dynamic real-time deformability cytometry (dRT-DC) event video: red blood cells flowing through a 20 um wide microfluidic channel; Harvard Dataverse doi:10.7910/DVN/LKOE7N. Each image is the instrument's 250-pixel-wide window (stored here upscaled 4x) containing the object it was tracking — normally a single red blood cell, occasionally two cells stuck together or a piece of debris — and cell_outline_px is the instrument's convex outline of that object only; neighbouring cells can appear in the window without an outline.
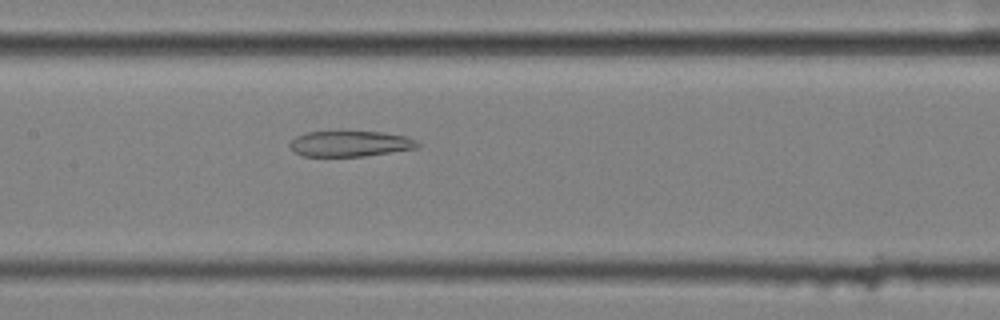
{"species": "common noctule bat (a hibernating species)", "species_latin": "Nyctalus noctula", "temperature_condition": "cold", "stored_images_in_passage": 50, "camera_frame_rate_fps": 3000, "um_per_image_px": 0.085, "animal": {"sex": "female", "body_mass_g": 25.1}, "frame": {"image": 1, "passage_image": 28, "time_ms": 9.0, "image_size_px": [1000, 320], "cell_outline_px": [[420, 148], [364, 156], [304, 156], [292, 152], [288, 144], [296, 136], [308, 132], [384, 132], [404, 136], [416, 140], [420, 144]], "centroid_in_image_um": [29.76, 12.22], "position_along_channel_um": 177.6, "area_um2": 19.13}}
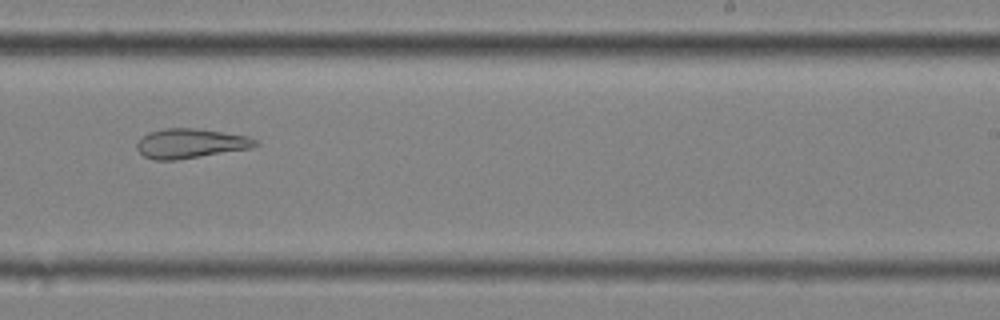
{"frame": {"image": 2, "passage_image": 36, "time_ms": 11.667, "image_size_px": [1000, 320], "cell_outline_px": [[260, 144], [252, 148], [176, 160], [156, 160], [144, 156], [136, 148], [136, 144], [148, 132], [168, 128], [196, 128], [248, 136], [256, 140]], "centroid_in_image_um": [16.21, 12.19], "position_along_channel_um": 272.8, "area_um2": 20.29}}
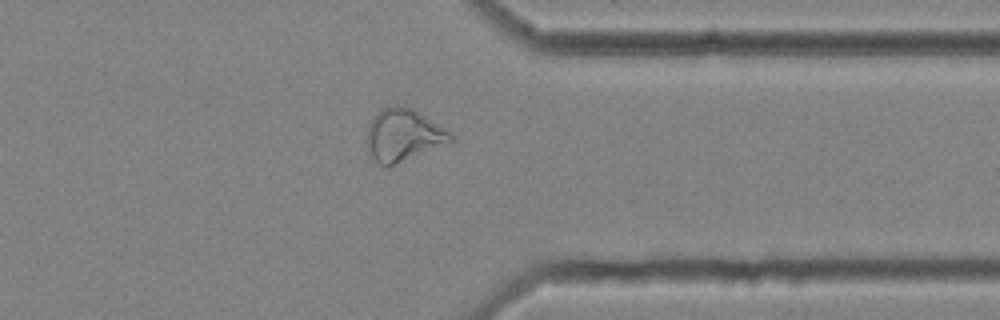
{"frame": {"image": 3, "passage_image": 45, "time_ms": 14.667, "image_size_px": [1000, 320], "cell_outline_px": [[452, 140], [392, 164], [380, 164], [368, 152], [368, 124], [372, 116], [376, 112], [384, 108], [396, 104], [412, 108], [448, 132], [452, 136]], "centroid_in_image_um": [34.19, 11.42], "position_along_channel_um": 377.2, "area_um2": 24.16}, "authors_computed_cell_mechanics": {"area_um2": 25.0563, "velocity_mm_per_s": 3.5748, "shape_relaxation_time_tau1_ms": null, "shape_relaxation_time_tau2_ms": 9.0322, "deformation_change_tau1": null, "deformation_change_tau2": 0.2075}}